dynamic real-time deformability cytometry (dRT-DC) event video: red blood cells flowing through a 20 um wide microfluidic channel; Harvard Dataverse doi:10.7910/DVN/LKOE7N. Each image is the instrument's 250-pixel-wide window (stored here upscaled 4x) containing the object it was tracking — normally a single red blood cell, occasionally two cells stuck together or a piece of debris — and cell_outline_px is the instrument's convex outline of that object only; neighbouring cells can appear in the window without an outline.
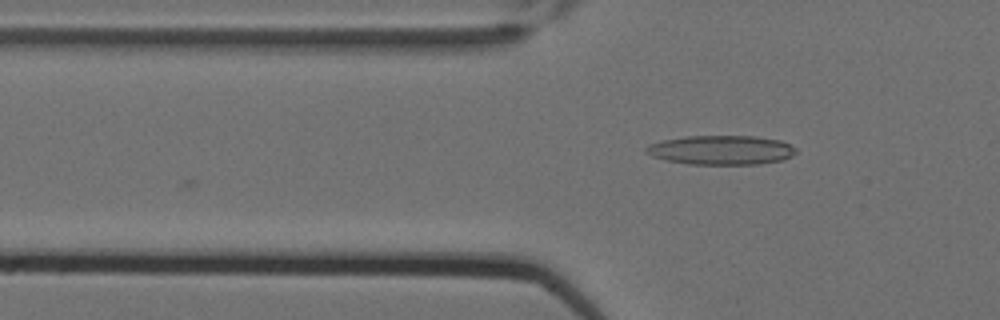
{"species": "Egyptian fruit bat (a non-hibernating species)", "species_latin": "Rousettus aegyptiacus", "temperature_condition": "cold", "stored_images_in_passage": 7, "camera_frame_rate_fps": 3000, "um_per_image_px": 0.085, "animal": {"sex": "female"}, "frame": {"image": 1, "passage_image": 7, "time_ms": 2.0, "image_size_px": [1000, 320], "cell_outline_px": [[796, 152], [792, 156], [784, 160], [760, 164], [688, 164], [668, 160], [652, 156], [644, 152], [644, 148], [648, 144], [664, 140], [684, 136], [756, 136], [780, 140], [796, 148]], "centroid_in_image_um": [61.3, 12.75], "position_along_channel_um": 64.5, "area_um2": 25.66}}